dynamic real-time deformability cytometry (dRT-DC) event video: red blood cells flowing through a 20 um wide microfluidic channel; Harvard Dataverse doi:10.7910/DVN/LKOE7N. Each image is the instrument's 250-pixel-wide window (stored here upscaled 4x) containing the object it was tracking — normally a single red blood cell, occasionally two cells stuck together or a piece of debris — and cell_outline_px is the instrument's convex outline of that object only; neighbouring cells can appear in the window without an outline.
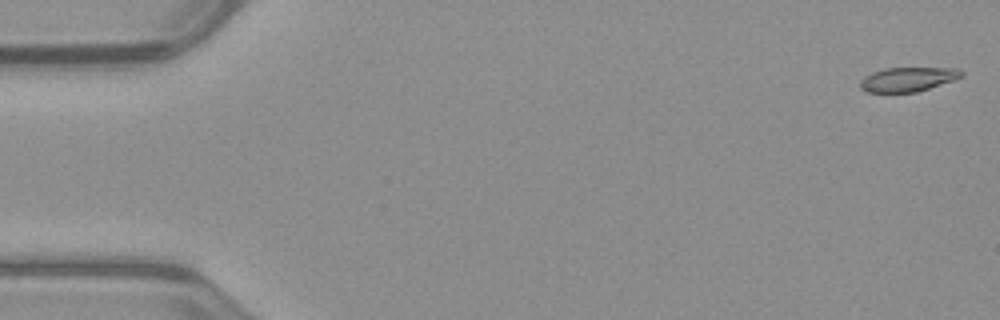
{"species": "common noctule bat (a hibernating species)", "species_latin": "Nyctalus noctula", "temperature_condition": "warm", "stored_images_in_passage": 12, "camera_frame_rate_fps": 3000, "um_per_image_px": 0.085, "animal": {"sex": "male", "body_mass_g": 23.1, "forearm_length_mm": 52.7}, "frame": {"image": 1, "passage_image": 1, "time_ms": 0.0, "image_size_px": [1000, 320], "cell_outline_px": [[964, 76], [916, 92], [864, 92], [860, 88], [860, 80], [864, 76], [872, 72], [884, 68], [956, 68], [964, 72]], "centroid_in_image_um": [77.12, 6.73], "position_along_channel_um": 7.9, "area_um2": 14.28}}